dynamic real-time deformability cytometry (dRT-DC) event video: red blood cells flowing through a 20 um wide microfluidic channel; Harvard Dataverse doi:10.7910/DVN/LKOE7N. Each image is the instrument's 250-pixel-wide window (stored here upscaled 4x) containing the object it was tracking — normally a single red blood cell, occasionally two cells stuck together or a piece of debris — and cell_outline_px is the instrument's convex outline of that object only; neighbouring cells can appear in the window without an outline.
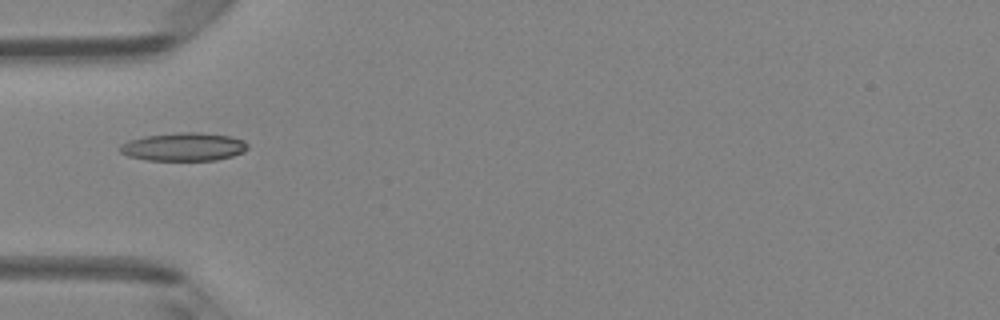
{"species": "Egyptian fruit bat (a non-hibernating species)", "species_latin": "Rousettus aegyptiacus", "temperature_condition": "room temperature", "stored_images_in_passage": 5, "camera_frame_rate_fps": 3000, "um_per_image_px": 0.085, "animal": {"sex": "female"}, "frame": {"image": 1, "passage_image": 5, "time_ms": 1.333, "image_size_px": [1000, 320], "cell_outline_px": [[248, 148], [244, 152], [232, 156], [216, 160], [148, 160], [128, 156], [120, 152], [120, 144], [128, 140], [144, 136], [180, 132], [200, 132], [232, 136], [244, 140], [248, 144]], "centroid_in_image_um": [15.63, 12.47], "position_along_channel_um": 69.4, "area_um2": 21.15}}